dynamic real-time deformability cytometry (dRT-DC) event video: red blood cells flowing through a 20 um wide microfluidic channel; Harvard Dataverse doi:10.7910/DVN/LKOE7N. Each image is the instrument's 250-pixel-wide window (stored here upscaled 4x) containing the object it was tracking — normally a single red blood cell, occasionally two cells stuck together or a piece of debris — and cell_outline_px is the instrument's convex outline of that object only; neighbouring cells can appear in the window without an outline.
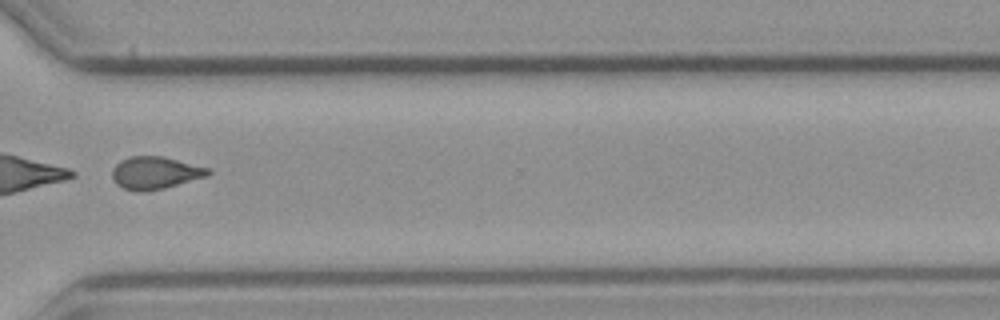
{"species": "common noctule bat (a hibernating species)", "species_latin": "Nyctalus noctula", "temperature_condition": "cold", "stored_images_in_passage": 34, "camera_frame_rate_fps": 3000, "um_per_image_px": 0.085, "animal": {"sex": "male", "body_mass_g": 23.1, "forearm_length_mm": 52.7}, "frame": {"image": 1, "passage_image": 25, "time_ms": 8.0, "image_size_px": [1000, 320], "cell_outline_px": [[212, 172], [208, 176], [164, 188], [144, 192], [136, 192], [124, 188], [116, 184], [112, 180], [112, 168], [120, 160], [128, 156], [164, 156], [208, 168]], "centroid_in_image_um": [13.16, 14.69], "position_along_channel_um": 357.4, "area_um2": 18.32}}